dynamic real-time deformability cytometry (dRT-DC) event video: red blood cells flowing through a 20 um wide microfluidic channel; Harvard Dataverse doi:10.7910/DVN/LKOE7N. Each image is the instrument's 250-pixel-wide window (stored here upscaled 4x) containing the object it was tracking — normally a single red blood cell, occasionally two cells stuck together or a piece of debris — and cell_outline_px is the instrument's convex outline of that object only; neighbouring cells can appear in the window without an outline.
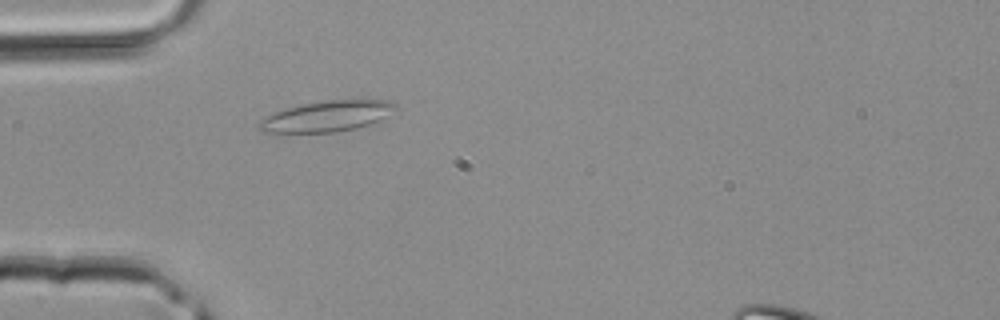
{"species": "common noctule bat (a hibernating species)", "species_latin": "Nyctalus noctula", "temperature_condition": "room temperature", "stored_images_in_passage": 38, "camera_frame_rate_fps": 3000, "um_per_image_px": 0.085, "animal": {"sex": "male", "body_mass_g": 20.4}, "frame": {"image": 1, "passage_image": 9, "time_ms": 2.667, "image_size_px": [1000, 320], "cell_outline_px": [[400, 108], [368, 124], [356, 128], [336, 132], [260, 132], [256, 124], [260, 120], [284, 108], [304, 104], [328, 100], [360, 96], [364, 96], [388, 100], [396, 104]], "centroid_in_image_um": [27.87, 9.82], "position_along_channel_um": 57.1, "area_um2": 25.03}}
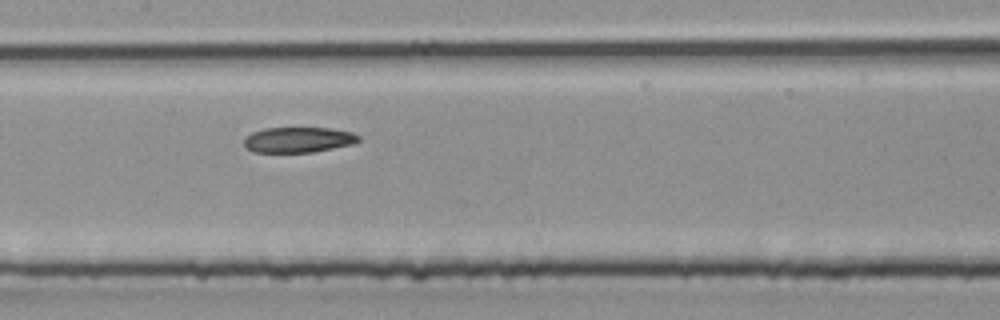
{"frame": {"image": 2, "passage_image": 17, "time_ms": 5.333, "image_size_px": [1000, 320], "cell_outline_px": [[360, 140], [352, 144], [312, 152], [252, 152], [244, 148], [244, 136], [252, 132], [264, 128], [332, 128], [352, 132], [360, 136]], "centroid_in_image_um": [25.31, 11.88], "position_along_channel_um": 182.1, "area_um2": 17.11}}
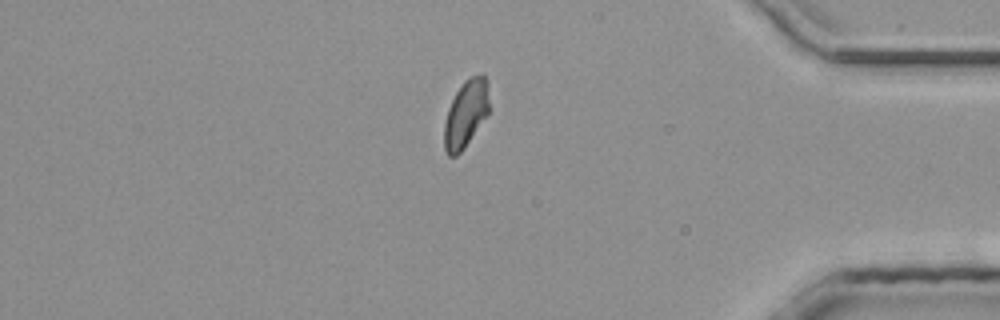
{"frame": {"image": 3, "passage_image": 32, "time_ms": 10.333, "image_size_px": [1000, 320], "cell_outline_px": [[488, 112], [464, 148], [456, 156], [448, 156], [444, 148], [444, 124], [448, 108], [456, 92], [464, 80], [468, 76], [484, 76], [488, 80]], "centroid_in_image_um": [39.57, 9.66], "position_along_channel_um": 395.6, "area_um2": 17.34}}